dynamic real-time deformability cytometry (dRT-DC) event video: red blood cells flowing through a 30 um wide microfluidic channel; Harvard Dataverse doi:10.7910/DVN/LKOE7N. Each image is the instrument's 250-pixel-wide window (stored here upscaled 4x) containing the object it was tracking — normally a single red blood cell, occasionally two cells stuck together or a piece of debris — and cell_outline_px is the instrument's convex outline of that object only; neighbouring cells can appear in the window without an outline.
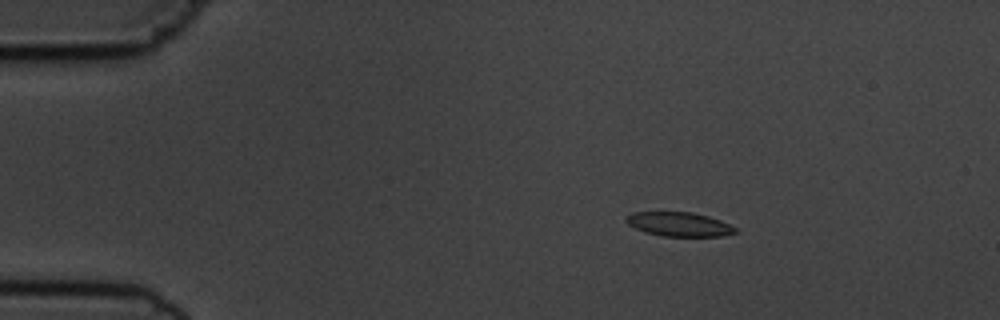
{"species": "common noctule bat (a hibernating species)", "species_latin": "Nyctalus noctula", "temperature_condition": "cold", "stored_images_in_passage": 5, "camera_frame_rate_fps": 3000, "um_per_image_px": 0.085, "animal": {"sex": "male", "body_mass_g": 19.5, "forearm_length_mm": 54.6}, "frame": {"image": 1, "passage_image": 3, "time_ms": 2.333, "image_size_px": [1000, 320], "cell_outline_px": [[736, 232], [724, 236], [660, 236], [644, 232], [628, 224], [624, 220], [624, 216], [632, 212], [692, 212], [708, 216], [720, 220], [736, 228]], "centroid_in_image_um": [57.67, 19.06], "position_along_channel_um": 27.3, "area_um2": 15.43}}